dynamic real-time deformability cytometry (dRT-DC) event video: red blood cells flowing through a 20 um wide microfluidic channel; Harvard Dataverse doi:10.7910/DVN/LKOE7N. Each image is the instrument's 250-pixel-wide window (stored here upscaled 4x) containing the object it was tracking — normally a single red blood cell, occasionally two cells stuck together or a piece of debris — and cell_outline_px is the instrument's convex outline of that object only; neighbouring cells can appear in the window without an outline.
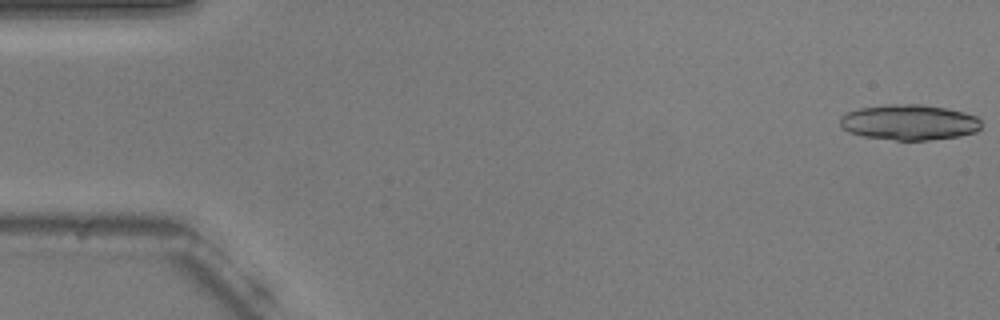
{"species": "common noctule bat (a hibernating species)", "species_latin": "Nyctalus noctula", "temperature_condition": "warm", "stored_images_in_passage": 8, "camera_frame_rate_fps": 3000, "um_per_image_px": 0.085, "animal": {"sex": "male", "body_mass_g": 20.5, "forearm_length_mm": 52.5}, "frame": {"image": 1, "passage_image": 1, "time_ms": 0.0, "image_size_px": [1000, 320], "cell_outline_px": [[980, 128], [976, 132], [960, 136], [928, 140], [896, 140], [864, 136], [848, 132], [840, 124], [840, 116], [848, 112], [860, 108], [884, 104], [924, 104], [948, 108], [964, 112], [976, 116], [980, 120]], "centroid_in_image_um": [77.3, 10.38], "position_along_channel_um": 7.7, "area_um2": 29.36}}